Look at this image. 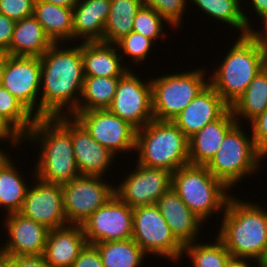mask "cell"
Returning <instances> with one entry per match:
<instances>
[{
  "mask_svg": "<svg viewBox=\"0 0 267 267\" xmlns=\"http://www.w3.org/2000/svg\"><path fill=\"white\" fill-rule=\"evenodd\" d=\"M73 267H104L97 247L94 244H86Z\"/></svg>",
  "mask_w": 267,
  "mask_h": 267,
  "instance_id": "40",
  "label": "cell"
},
{
  "mask_svg": "<svg viewBox=\"0 0 267 267\" xmlns=\"http://www.w3.org/2000/svg\"><path fill=\"white\" fill-rule=\"evenodd\" d=\"M52 45L42 25L32 15L15 23L7 52L11 56L41 57Z\"/></svg>",
  "mask_w": 267,
  "mask_h": 267,
  "instance_id": "26",
  "label": "cell"
},
{
  "mask_svg": "<svg viewBox=\"0 0 267 267\" xmlns=\"http://www.w3.org/2000/svg\"><path fill=\"white\" fill-rule=\"evenodd\" d=\"M15 21L0 13V49L7 51L10 47Z\"/></svg>",
  "mask_w": 267,
  "mask_h": 267,
  "instance_id": "42",
  "label": "cell"
},
{
  "mask_svg": "<svg viewBox=\"0 0 267 267\" xmlns=\"http://www.w3.org/2000/svg\"><path fill=\"white\" fill-rule=\"evenodd\" d=\"M22 141L40 148L34 165L37 178L63 185L80 175L71 133L55 117L36 118Z\"/></svg>",
  "mask_w": 267,
  "mask_h": 267,
  "instance_id": "3",
  "label": "cell"
},
{
  "mask_svg": "<svg viewBox=\"0 0 267 267\" xmlns=\"http://www.w3.org/2000/svg\"><path fill=\"white\" fill-rule=\"evenodd\" d=\"M9 141V142H8ZM0 142H7L10 145V148H19L22 146V138L6 123L0 118ZM3 144V143H0ZM18 147V148H17Z\"/></svg>",
  "mask_w": 267,
  "mask_h": 267,
  "instance_id": "43",
  "label": "cell"
},
{
  "mask_svg": "<svg viewBox=\"0 0 267 267\" xmlns=\"http://www.w3.org/2000/svg\"><path fill=\"white\" fill-rule=\"evenodd\" d=\"M208 68L152 76L153 117L160 121H173L184 108L209 84Z\"/></svg>",
  "mask_w": 267,
  "mask_h": 267,
  "instance_id": "8",
  "label": "cell"
},
{
  "mask_svg": "<svg viewBox=\"0 0 267 267\" xmlns=\"http://www.w3.org/2000/svg\"><path fill=\"white\" fill-rule=\"evenodd\" d=\"M82 59L85 76L122 77L129 70L112 43L82 42Z\"/></svg>",
  "mask_w": 267,
  "mask_h": 267,
  "instance_id": "24",
  "label": "cell"
},
{
  "mask_svg": "<svg viewBox=\"0 0 267 267\" xmlns=\"http://www.w3.org/2000/svg\"><path fill=\"white\" fill-rule=\"evenodd\" d=\"M2 225L8 235L5 236L6 243H1L0 247L11 256L43 255L50 231L44 225L24 217L19 212L3 215Z\"/></svg>",
  "mask_w": 267,
  "mask_h": 267,
  "instance_id": "18",
  "label": "cell"
},
{
  "mask_svg": "<svg viewBox=\"0 0 267 267\" xmlns=\"http://www.w3.org/2000/svg\"><path fill=\"white\" fill-rule=\"evenodd\" d=\"M70 116L116 158L135 151L137 129L108 109L74 111Z\"/></svg>",
  "mask_w": 267,
  "mask_h": 267,
  "instance_id": "11",
  "label": "cell"
},
{
  "mask_svg": "<svg viewBox=\"0 0 267 267\" xmlns=\"http://www.w3.org/2000/svg\"><path fill=\"white\" fill-rule=\"evenodd\" d=\"M104 178L79 175L61 185L64 213L69 225H82L91 214L115 195V184L107 182Z\"/></svg>",
  "mask_w": 267,
  "mask_h": 267,
  "instance_id": "10",
  "label": "cell"
},
{
  "mask_svg": "<svg viewBox=\"0 0 267 267\" xmlns=\"http://www.w3.org/2000/svg\"><path fill=\"white\" fill-rule=\"evenodd\" d=\"M86 244L82 225H67L51 229L43 257L51 267H73Z\"/></svg>",
  "mask_w": 267,
  "mask_h": 267,
  "instance_id": "21",
  "label": "cell"
},
{
  "mask_svg": "<svg viewBox=\"0 0 267 267\" xmlns=\"http://www.w3.org/2000/svg\"><path fill=\"white\" fill-rule=\"evenodd\" d=\"M43 1L73 9L79 0H43Z\"/></svg>",
  "mask_w": 267,
  "mask_h": 267,
  "instance_id": "47",
  "label": "cell"
},
{
  "mask_svg": "<svg viewBox=\"0 0 267 267\" xmlns=\"http://www.w3.org/2000/svg\"><path fill=\"white\" fill-rule=\"evenodd\" d=\"M261 204V205H259ZM220 219L216 236L233 259L258 261L267 242V208L232 194Z\"/></svg>",
  "mask_w": 267,
  "mask_h": 267,
  "instance_id": "2",
  "label": "cell"
},
{
  "mask_svg": "<svg viewBox=\"0 0 267 267\" xmlns=\"http://www.w3.org/2000/svg\"><path fill=\"white\" fill-rule=\"evenodd\" d=\"M104 267H141L148 256L132 239L99 242L94 244Z\"/></svg>",
  "mask_w": 267,
  "mask_h": 267,
  "instance_id": "31",
  "label": "cell"
},
{
  "mask_svg": "<svg viewBox=\"0 0 267 267\" xmlns=\"http://www.w3.org/2000/svg\"><path fill=\"white\" fill-rule=\"evenodd\" d=\"M168 28H173L160 14H158L152 7L142 5L138 10L134 22L133 31L142 34L145 37L153 40L157 43L158 40L164 39L168 33L166 30ZM166 25V27H165Z\"/></svg>",
  "mask_w": 267,
  "mask_h": 267,
  "instance_id": "36",
  "label": "cell"
},
{
  "mask_svg": "<svg viewBox=\"0 0 267 267\" xmlns=\"http://www.w3.org/2000/svg\"><path fill=\"white\" fill-rule=\"evenodd\" d=\"M2 147L0 146V163L3 159H5V157L8 155V154H11L9 153V151L5 152L6 150H4L3 148L1 149Z\"/></svg>",
  "mask_w": 267,
  "mask_h": 267,
  "instance_id": "51",
  "label": "cell"
},
{
  "mask_svg": "<svg viewBox=\"0 0 267 267\" xmlns=\"http://www.w3.org/2000/svg\"><path fill=\"white\" fill-rule=\"evenodd\" d=\"M237 124L231 109L221 118L207 124L189 138V163L207 165L214 157L226 134Z\"/></svg>",
  "mask_w": 267,
  "mask_h": 267,
  "instance_id": "23",
  "label": "cell"
},
{
  "mask_svg": "<svg viewBox=\"0 0 267 267\" xmlns=\"http://www.w3.org/2000/svg\"><path fill=\"white\" fill-rule=\"evenodd\" d=\"M248 126L251 128L247 131L251 133L257 150L267 158V108L248 123Z\"/></svg>",
  "mask_w": 267,
  "mask_h": 267,
  "instance_id": "39",
  "label": "cell"
},
{
  "mask_svg": "<svg viewBox=\"0 0 267 267\" xmlns=\"http://www.w3.org/2000/svg\"><path fill=\"white\" fill-rule=\"evenodd\" d=\"M214 237L211 243H203L200 239V242L197 240L184 245L182 257L187 256L192 267H226L232 256L222 241Z\"/></svg>",
  "mask_w": 267,
  "mask_h": 267,
  "instance_id": "33",
  "label": "cell"
},
{
  "mask_svg": "<svg viewBox=\"0 0 267 267\" xmlns=\"http://www.w3.org/2000/svg\"><path fill=\"white\" fill-rule=\"evenodd\" d=\"M253 263L257 264V261L252 260V259H233L232 258L226 267H258V265L256 264H254L253 266Z\"/></svg>",
  "mask_w": 267,
  "mask_h": 267,
  "instance_id": "46",
  "label": "cell"
},
{
  "mask_svg": "<svg viewBox=\"0 0 267 267\" xmlns=\"http://www.w3.org/2000/svg\"><path fill=\"white\" fill-rule=\"evenodd\" d=\"M110 7L111 0H79L73 8V42L102 41Z\"/></svg>",
  "mask_w": 267,
  "mask_h": 267,
  "instance_id": "22",
  "label": "cell"
},
{
  "mask_svg": "<svg viewBox=\"0 0 267 267\" xmlns=\"http://www.w3.org/2000/svg\"><path fill=\"white\" fill-rule=\"evenodd\" d=\"M229 109L230 106L208 84L172 122L190 138L207 124L221 118Z\"/></svg>",
  "mask_w": 267,
  "mask_h": 267,
  "instance_id": "19",
  "label": "cell"
},
{
  "mask_svg": "<svg viewBox=\"0 0 267 267\" xmlns=\"http://www.w3.org/2000/svg\"><path fill=\"white\" fill-rule=\"evenodd\" d=\"M237 36L208 76L209 84L230 107L267 65V50L251 33Z\"/></svg>",
  "mask_w": 267,
  "mask_h": 267,
  "instance_id": "4",
  "label": "cell"
},
{
  "mask_svg": "<svg viewBox=\"0 0 267 267\" xmlns=\"http://www.w3.org/2000/svg\"><path fill=\"white\" fill-rule=\"evenodd\" d=\"M87 244L132 238L133 209L114 195L82 224Z\"/></svg>",
  "mask_w": 267,
  "mask_h": 267,
  "instance_id": "15",
  "label": "cell"
},
{
  "mask_svg": "<svg viewBox=\"0 0 267 267\" xmlns=\"http://www.w3.org/2000/svg\"><path fill=\"white\" fill-rule=\"evenodd\" d=\"M70 133L80 175L106 177L117 159L99 144L73 116L55 117ZM109 170V171H108Z\"/></svg>",
  "mask_w": 267,
  "mask_h": 267,
  "instance_id": "17",
  "label": "cell"
},
{
  "mask_svg": "<svg viewBox=\"0 0 267 267\" xmlns=\"http://www.w3.org/2000/svg\"><path fill=\"white\" fill-rule=\"evenodd\" d=\"M263 159L266 158L257 150L252 135L246 132L245 126L237 123L226 134L206 167L232 190L244 178L260 173Z\"/></svg>",
  "mask_w": 267,
  "mask_h": 267,
  "instance_id": "7",
  "label": "cell"
},
{
  "mask_svg": "<svg viewBox=\"0 0 267 267\" xmlns=\"http://www.w3.org/2000/svg\"><path fill=\"white\" fill-rule=\"evenodd\" d=\"M8 56H9V54L7 51L0 49V77H1L3 68H4V65H5V62L8 58Z\"/></svg>",
  "mask_w": 267,
  "mask_h": 267,
  "instance_id": "49",
  "label": "cell"
},
{
  "mask_svg": "<svg viewBox=\"0 0 267 267\" xmlns=\"http://www.w3.org/2000/svg\"><path fill=\"white\" fill-rule=\"evenodd\" d=\"M40 60V118L70 116L78 107L85 79L82 43L53 44Z\"/></svg>",
  "mask_w": 267,
  "mask_h": 267,
  "instance_id": "1",
  "label": "cell"
},
{
  "mask_svg": "<svg viewBox=\"0 0 267 267\" xmlns=\"http://www.w3.org/2000/svg\"><path fill=\"white\" fill-rule=\"evenodd\" d=\"M35 0H0V13L17 22L33 15Z\"/></svg>",
  "mask_w": 267,
  "mask_h": 267,
  "instance_id": "38",
  "label": "cell"
},
{
  "mask_svg": "<svg viewBox=\"0 0 267 267\" xmlns=\"http://www.w3.org/2000/svg\"><path fill=\"white\" fill-rule=\"evenodd\" d=\"M267 108V65L250 82L230 107L238 124L250 123ZM244 120V121H243ZM246 120V121H245Z\"/></svg>",
  "mask_w": 267,
  "mask_h": 267,
  "instance_id": "28",
  "label": "cell"
},
{
  "mask_svg": "<svg viewBox=\"0 0 267 267\" xmlns=\"http://www.w3.org/2000/svg\"><path fill=\"white\" fill-rule=\"evenodd\" d=\"M189 5L197 6L196 13L201 11L212 18L211 21L215 19L214 22L218 21L219 25H229L230 29H235L234 33L238 31V35L251 33L244 20L241 0H189Z\"/></svg>",
  "mask_w": 267,
  "mask_h": 267,
  "instance_id": "29",
  "label": "cell"
},
{
  "mask_svg": "<svg viewBox=\"0 0 267 267\" xmlns=\"http://www.w3.org/2000/svg\"><path fill=\"white\" fill-rule=\"evenodd\" d=\"M257 265L258 266H266L267 267V242H266L265 249L263 251L262 256L257 261Z\"/></svg>",
  "mask_w": 267,
  "mask_h": 267,
  "instance_id": "50",
  "label": "cell"
},
{
  "mask_svg": "<svg viewBox=\"0 0 267 267\" xmlns=\"http://www.w3.org/2000/svg\"><path fill=\"white\" fill-rule=\"evenodd\" d=\"M33 16L53 44L73 43V9L35 0Z\"/></svg>",
  "mask_w": 267,
  "mask_h": 267,
  "instance_id": "25",
  "label": "cell"
},
{
  "mask_svg": "<svg viewBox=\"0 0 267 267\" xmlns=\"http://www.w3.org/2000/svg\"><path fill=\"white\" fill-rule=\"evenodd\" d=\"M133 71L134 69H129L119 78L115 96L108 110L139 129L154 119L152 88L149 77L145 81Z\"/></svg>",
  "mask_w": 267,
  "mask_h": 267,
  "instance_id": "12",
  "label": "cell"
},
{
  "mask_svg": "<svg viewBox=\"0 0 267 267\" xmlns=\"http://www.w3.org/2000/svg\"><path fill=\"white\" fill-rule=\"evenodd\" d=\"M0 267H11V255L0 247Z\"/></svg>",
  "mask_w": 267,
  "mask_h": 267,
  "instance_id": "48",
  "label": "cell"
},
{
  "mask_svg": "<svg viewBox=\"0 0 267 267\" xmlns=\"http://www.w3.org/2000/svg\"><path fill=\"white\" fill-rule=\"evenodd\" d=\"M129 173L115 184V195L132 209L150 206L171 187L172 172L163 168L140 165L135 162ZM123 180V181H122Z\"/></svg>",
  "mask_w": 267,
  "mask_h": 267,
  "instance_id": "13",
  "label": "cell"
},
{
  "mask_svg": "<svg viewBox=\"0 0 267 267\" xmlns=\"http://www.w3.org/2000/svg\"><path fill=\"white\" fill-rule=\"evenodd\" d=\"M261 24L258 26H254L251 30V34L257 39V41L267 50V15L259 21ZM261 26V28H260ZM257 29V30H256ZM261 29V30H260Z\"/></svg>",
  "mask_w": 267,
  "mask_h": 267,
  "instance_id": "45",
  "label": "cell"
},
{
  "mask_svg": "<svg viewBox=\"0 0 267 267\" xmlns=\"http://www.w3.org/2000/svg\"><path fill=\"white\" fill-rule=\"evenodd\" d=\"M11 267H51L43 255L40 256H11Z\"/></svg>",
  "mask_w": 267,
  "mask_h": 267,
  "instance_id": "44",
  "label": "cell"
},
{
  "mask_svg": "<svg viewBox=\"0 0 267 267\" xmlns=\"http://www.w3.org/2000/svg\"><path fill=\"white\" fill-rule=\"evenodd\" d=\"M142 0H111L102 42L115 44L133 31V22Z\"/></svg>",
  "mask_w": 267,
  "mask_h": 267,
  "instance_id": "30",
  "label": "cell"
},
{
  "mask_svg": "<svg viewBox=\"0 0 267 267\" xmlns=\"http://www.w3.org/2000/svg\"><path fill=\"white\" fill-rule=\"evenodd\" d=\"M171 187L184 204L205 223L223 215L231 190L207 169L188 163L172 173ZM230 193V194H229ZM222 211V212H221ZM220 213V214H219Z\"/></svg>",
  "mask_w": 267,
  "mask_h": 267,
  "instance_id": "6",
  "label": "cell"
},
{
  "mask_svg": "<svg viewBox=\"0 0 267 267\" xmlns=\"http://www.w3.org/2000/svg\"><path fill=\"white\" fill-rule=\"evenodd\" d=\"M11 157L7 155L0 163V208L4 215L21 211L30 186Z\"/></svg>",
  "mask_w": 267,
  "mask_h": 267,
  "instance_id": "27",
  "label": "cell"
},
{
  "mask_svg": "<svg viewBox=\"0 0 267 267\" xmlns=\"http://www.w3.org/2000/svg\"><path fill=\"white\" fill-rule=\"evenodd\" d=\"M32 169L33 174L30 177L32 178L34 175V178L30 183L31 186L28 188L23 207L19 213L44 225L49 230L69 225L64 213L61 185L48 183L37 178L34 165Z\"/></svg>",
  "mask_w": 267,
  "mask_h": 267,
  "instance_id": "16",
  "label": "cell"
},
{
  "mask_svg": "<svg viewBox=\"0 0 267 267\" xmlns=\"http://www.w3.org/2000/svg\"><path fill=\"white\" fill-rule=\"evenodd\" d=\"M120 77L85 76L75 111L108 109L115 96Z\"/></svg>",
  "mask_w": 267,
  "mask_h": 267,
  "instance_id": "32",
  "label": "cell"
},
{
  "mask_svg": "<svg viewBox=\"0 0 267 267\" xmlns=\"http://www.w3.org/2000/svg\"><path fill=\"white\" fill-rule=\"evenodd\" d=\"M142 3L145 6L152 7L176 31L177 28H181L184 23L182 19L189 11V0H142Z\"/></svg>",
  "mask_w": 267,
  "mask_h": 267,
  "instance_id": "37",
  "label": "cell"
},
{
  "mask_svg": "<svg viewBox=\"0 0 267 267\" xmlns=\"http://www.w3.org/2000/svg\"><path fill=\"white\" fill-rule=\"evenodd\" d=\"M189 138L172 122L152 119L137 129L136 163L177 171L189 163Z\"/></svg>",
  "mask_w": 267,
  "mask_h": 267,
  "instance_id": "5",
  "label": "cell"
},
{
  "mask_svg": "<svg viewBox=\"0 0 267 267\" xmlns=\"http://www.w3.org/2000/svg\"><path fill=\"white\" fill-rule=\"evenodd\" d=\"M0 85L36 118H40V57L9 55L0 77Z\"/></svg>",
  "mask_w": 267,
  "mask_h": 267,
  "instance_id": "14",
  "label": "cell"
},
{
  "mask_svg": "<svg viewBox=\"0 0 267 267\" xmlns=\"http://www.w3.org/2000/svg\"><path fill=\"white\" fill-rule=\"evenodd\" d=\"M0 118L22 139L34 125L36 117L6 88L0 85Z\"/></svg>",
  "mask_w": 267,
  "mask_h": 267,
  "instance_id": "34",
  "label": "cell"
},
{
  "mask_svg": "<svg viewBox=\"0 0 267 267\" xmlns=\"http://www.w3.org/2000/svg\"><path fill=\"white\" fill-rule=\"evenodd\" d=\"M245 1L241 0V2L243 4L242 7L243 6L246 7V8L245 7L242 8L243 9V16H244L245 23L252 30L253 27H254V24H252L253 22L250 21V20H254V17L252 19L249 15H251V13L253 12V14L255 13V15L257 16V18H259V19H256V21L257 20H259V21L262 20L267 15V0H250V1L245 0ZM245 3L250 4L248 6L249 8H250V6H252L251 7L252 9L251 10L249 9L250 14H249V12L248 13L246 12L247 10H245V9H248L247 8V4H245Z\"/></svg>",
  "mask_w": 267,
  "mask_h": 267,
  "instance_id": "41",
  "label": "cell"
},
{
  "mask_svg": "<svg viewBox=\"0 0 267 267\" xmlns=\"http://www.w3.org/2000/svg\"><path fill=\"white\" fill-rule=\"evenodd\" d=\"M154 43L155 42L148 37L132 31L130 34L122 37L115 44L118 51L121 52L120 55L124 64L129 69H132L129 65V61L130 63L132 62L134 66L136 65L135 67L139 64L141 66V64L146 61L147 57L150 56L151 51H153L152 47H154ZM124 59H127L126 62L129 60L127 64Z\"/></svg>",
  "mask_w": 267,
  "mask_h": 267,
  "instance_id": "35",
  "label": "cell"
},
{
  "mask_svg": "<svg viewBox=\"0 0 267 267\" xmlns=\"http://www.w3.org/2000/svg\"><path fill=\"white\" fill-rule=\"evenodd\" d=\"M132 239L150 257L165 258L175 264L183 259L184 246L172 234L156 204L133 209Z\"/></svg>",
  "mask_w": 267,
  "mask_h": 267,
  "instance_id": "9",
  "label": "cell"
},
{
  "mask_svg": "<svg viewBox=\"0 0 267 267\" xmlns=\"http://www.w3.org/2000/svg\"><path fill=\"white\" fill-rule=\"evenodd\" d=\"M161 214L169 225L172 234L184 246L198 239L205 222L193 213L170 187L157 201ZM202 226V228H201ZM201 231V232H200Z\"/></svg>",
  "mask_w": 267,
  "mask_h": 267,
  "instance_id": "20",
  "label": "cell"
}]
</instances>
